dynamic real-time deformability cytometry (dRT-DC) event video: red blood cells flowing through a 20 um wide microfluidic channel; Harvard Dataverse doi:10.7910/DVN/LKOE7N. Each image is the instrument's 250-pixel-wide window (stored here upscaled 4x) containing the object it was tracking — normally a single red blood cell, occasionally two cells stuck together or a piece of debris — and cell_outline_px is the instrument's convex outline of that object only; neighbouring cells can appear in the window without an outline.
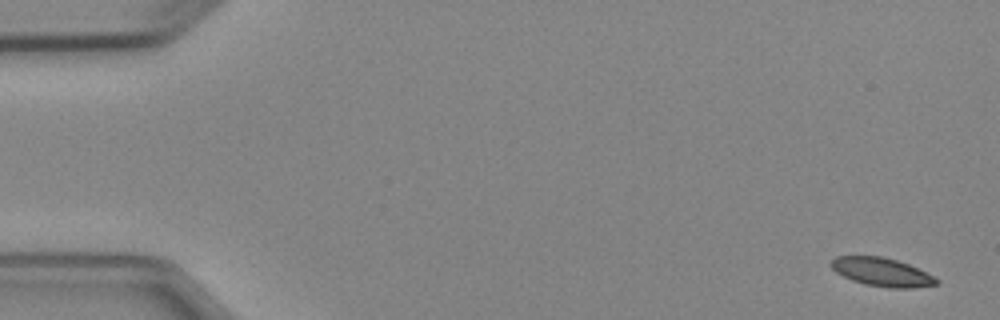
{"species": "Egyptian fruit bat (a non-hibernating species)", "species_latin": "Rousettus aegyptiacus", "temperature_condition": "cold", "stored_images_in_passage": 4, "camera_frame_rate_fps": 3000, "um_per_image_px": 0.085, "animal": {"sex": "female"}, "frame": {"image": 1, "passage_image": 1, "time_ms": 0.0, "image_size_px": [1000, 320], "cell_outline_px": [[940, 284], [912, 288], [888, 288], [864, 284], [852, 280], [836, 272], [828, 264], [836, 256], [880, 256], [896, 260], [908, 264], [940, 280]], "centroid_in_image_um": [74.94, 23.13], "position_along_channel_um": 10.1, "area_um2": 17.4}}
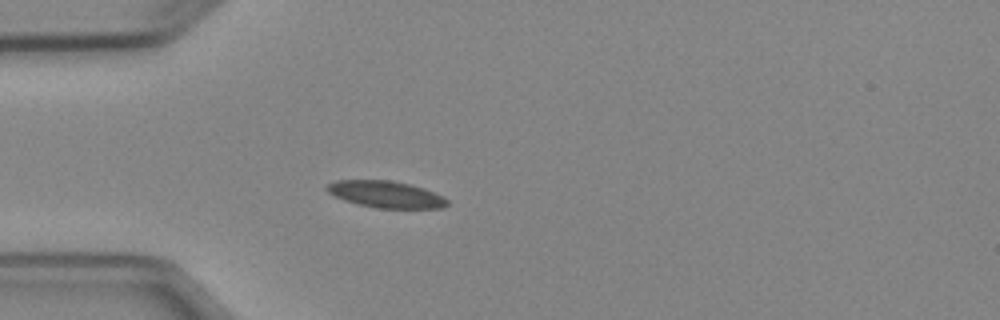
{"frame": {"image": 2, "passage_image": 4, "time_ms": 4.333, "image_size_px": [1000, 320], "cell_outline_px": [[448, 204], [444, 208], [376, 208], [356, 204], [332, 196], [324, 188], [328, 184], [336, 180], [388, 180], [408, 184], [424, 188], [444, 196], [448, 200]], "centroid_in_image_um": [32.78, 16.52], "position_along_channel_um": 52.2, "area_um2": 18.9}}